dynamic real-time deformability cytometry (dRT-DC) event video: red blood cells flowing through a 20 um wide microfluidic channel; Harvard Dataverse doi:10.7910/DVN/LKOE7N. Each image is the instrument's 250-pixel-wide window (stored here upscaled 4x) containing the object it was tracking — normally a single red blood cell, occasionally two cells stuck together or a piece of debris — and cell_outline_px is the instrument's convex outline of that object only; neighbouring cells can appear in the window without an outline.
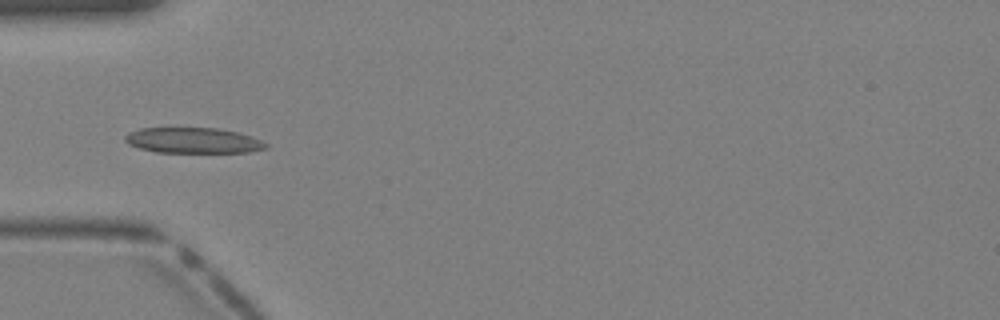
{"species": "Egyptian fruit bat (a non-hibernating species)", "species_latin": "Rousettus aegyptiacus", "temperature_condition": "warm", "stored_images_in_passage": 34, "camera_frame_rate_fps": 3000, "um_per_image_px": 0.085, "animal": {"sex": "female"}, "frame": {"image": 1, "passage_image": 7, "time_ms": 2.0, "image_size_px": [1000, 320], "cell_outline_px": [[268, 148], [248, 152], [156, 152], [140, 148], [128, 144], [124, 140], [124, 136], [128, 132], [140, 128], [216, 128], [236, 132], [252, 136], [268, 144]], "centroid_in_image_um": [16.4, 11.93], "position_along_channel_um": 68.6, "area_um2": 20.92}}
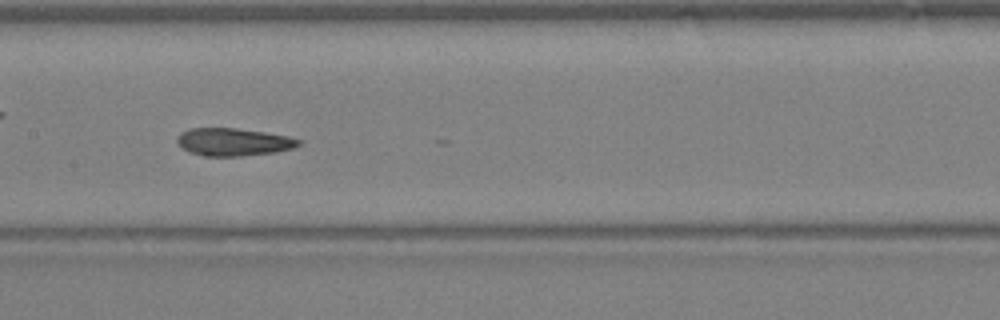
{"frame": {"image": 2, "passage_image": 14, "time_ms": 4.333, "image_size_px": [1000, 320], "cell_outline_px": [[300, 144], [292, 148], [276, 152], [240, 156], [204, 156], [188, 152], [176, 140], [176, 136], [180, 132], [188, 128], [236, 128], [264, 132], [288, 136], [300, 140]], "centroid_in_image_um": [19.8, 12.06], "position_along_channel_um": 187.6, "area_um2": 19.59}}
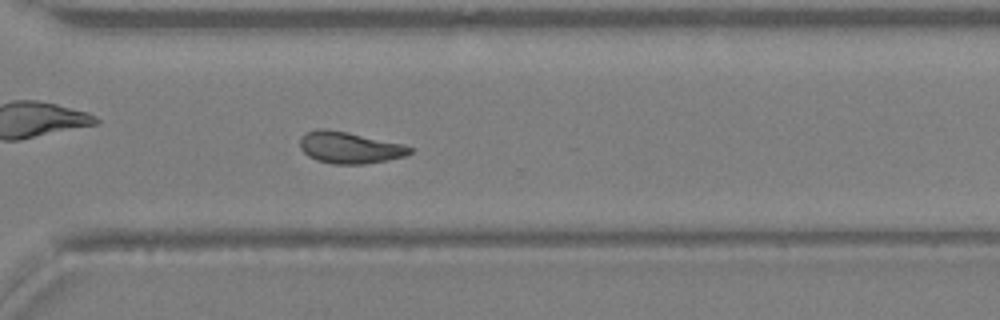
{"frame": {"image": 3, "passage_image": 23, "time_ms": 7.333, "image_size_px": [1000, 320], "cell_outline_px": [[412, 152], [404, 156], [388, 160], [364, 164], [332, 164], [316, 160], [308, 156], [300, 148], [300, 136], [304, 132], [316, 128], [324, 128], [404, 144], [412, 148]], "centroid_in_image_um": [29.66, 12.55], "position_along_channel_um": 340.9, "area_um2": 20.23}}